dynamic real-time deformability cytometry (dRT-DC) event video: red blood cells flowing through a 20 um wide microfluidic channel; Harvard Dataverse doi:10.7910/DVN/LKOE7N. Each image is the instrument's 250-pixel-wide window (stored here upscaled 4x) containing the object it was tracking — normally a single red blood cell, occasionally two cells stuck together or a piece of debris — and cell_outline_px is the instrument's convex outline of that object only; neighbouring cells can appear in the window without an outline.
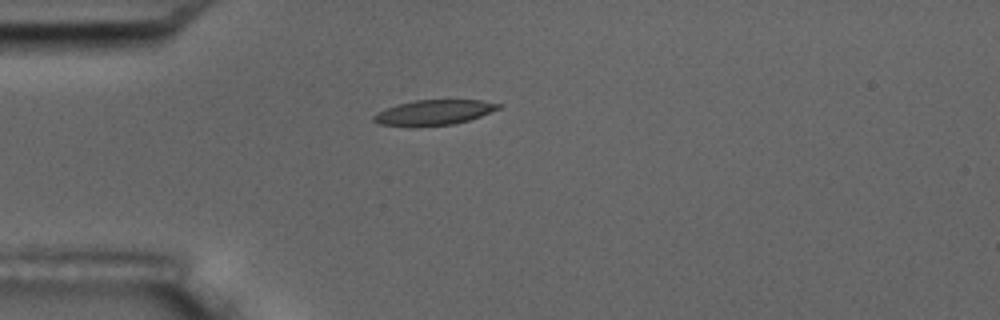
{"species": "common noctule bat (a hibernating species)", "species_latin": "Nyctalus noctula", "temperature_condition": "room temperature", "stored_images_in_passage": 6, "segment_of_instrument_passage": [2, 2], "camera_frame_rate_fps": 3000, "um_per_image_px": 0.085, "animal": {"sex": "male", "body_mass_g": 17.5, "forearm_length_mm": 52.3}, "frame": {"image": 1, "passage_image": 6, "time_ms": 6.667, "image_size_px": [1000, 320], "cell_outline_px": [[504, 104], [500, 108], [480, 116], [468, 120], [452, 124], [380, 124], [372, 120], [372, 116], [376, 112], [396, 104], [416, 100], [480, 100]], "centroid_in_image_um": [36.92, 9.51], "position_along_channel_um": 48.1, "area_um2": 17.57}}